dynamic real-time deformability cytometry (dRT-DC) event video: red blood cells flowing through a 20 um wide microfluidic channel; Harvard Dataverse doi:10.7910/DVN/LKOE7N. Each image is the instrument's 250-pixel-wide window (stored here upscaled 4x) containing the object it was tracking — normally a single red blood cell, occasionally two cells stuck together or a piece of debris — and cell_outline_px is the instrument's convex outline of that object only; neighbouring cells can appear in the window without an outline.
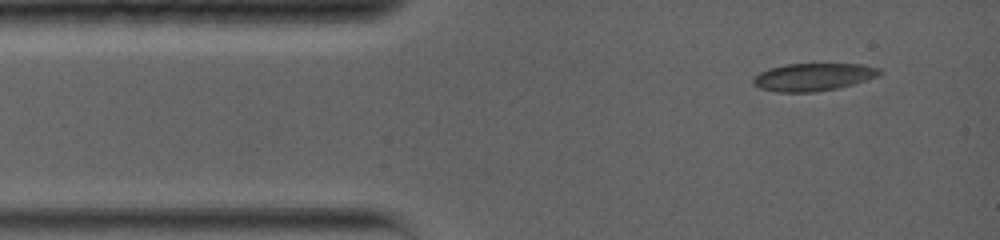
{"species": "common noctule bat (a hibernating species)", "species_latin": "Nyctalus noctula", "temperature_condition": "warm", "stored_images_in_passage": 12, "camera_frame_rate_fps": 5000, "um_per_image_px": 0.085, "animal": {"sex": "female", "body_mass_g": 19.0, "forearm_length_mm": 56.7}, "frame": {"image": 1, "passage_image": 1, "time_ms": 0.0, "image_size_px": [1000, 240], "cell_outline_px": [[880, 76], [840, 88], [816, 92], [776, 92], [760, 88], [752, 84], [752, 80], [760, 72], [768, 68], [784, 64], [860, 64], [880, 68]], "centroid_in_image_um": [69.12, 6.55], "position_along_channel_um": 15.9, "area_um2": 20.52}}
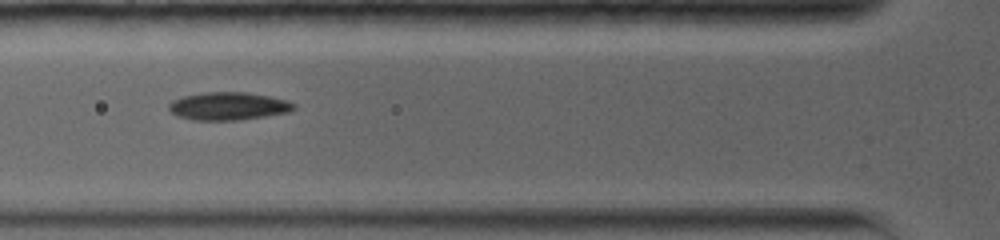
{"frame": {"image": 2, "passage_image": 6, "time_ms": 3.6, "image_size_px": [1000, 240], "cell_outline_px": [[296, 108], [292, 112], [236, 120], [192, 120], [176, 116], [168, 108], [168, 104], [172, 100], [184, 96], [204, 92], [244, 92], [268, 96], [284, 100], [296, 104]], "centroid_in_image_um": [19.39, 9.02], "position_along_channel_um": 106.4, "area_um2": 20.29}}
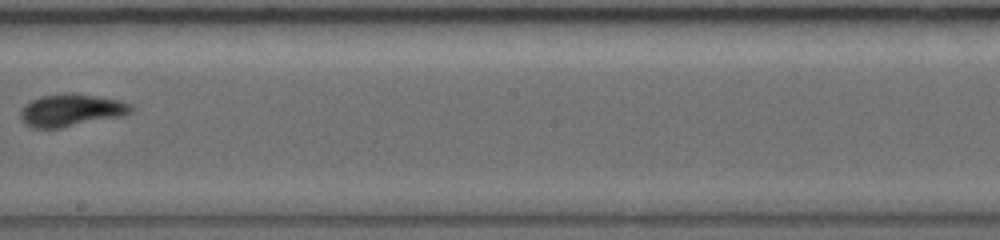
{"frame": {"image": 3, "passage_image": 12, "time_ms": 7.2, "image_size_px": [1000, 240], "cell_outline_px": [[132, 112], [124, 116], [60, 128], [32, 128], [24, 124], [20, 120], [20, 112], [24, 104], [32, 100], [44, 96], [96, 96], [120, 100], [132, 104]], "centroid_in_image_um": [6.05, 9.43], "position_along_channel_um": 242.1, "area_um2": 20.29}}